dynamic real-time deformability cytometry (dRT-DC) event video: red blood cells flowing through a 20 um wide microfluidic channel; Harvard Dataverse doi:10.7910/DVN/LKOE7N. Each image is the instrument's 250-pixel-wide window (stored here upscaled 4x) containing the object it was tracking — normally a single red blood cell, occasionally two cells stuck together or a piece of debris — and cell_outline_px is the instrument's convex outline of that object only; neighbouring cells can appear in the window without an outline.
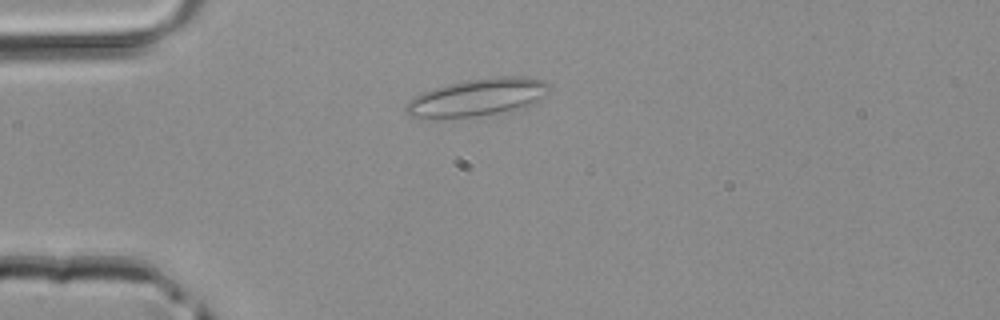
{"species": "common noctule bat (a hibernating species)", "species_latin": "Nyctalus noctula", "temperature_condition": "room temperature", "stored_images_in_passage": 1, "camera_frame_rate_fps": 3000, "um_per_image_px": 0.085, "animal": {"sex": "male", "body_mass_g": 20.4}, "frame": {"image": 1, "passage_image": 1, "time_ms": 0.0, "image_size_px": [1000, 320], "cell_outline_px": [[552, 88], [544, 96], [532, 104], [524, 108], [476, 116], [432, 120], [408, 116], [404, 112], [404, 108], [416, 96], [424, 92], [448, 84], [468, 80], [496, 76], [524, 76], [544, 80], [552, 84]], "centroid_in_image_um": [40.62, 8.29], "position_along_channel_um": 44.4, "area_um2": 31.67}}